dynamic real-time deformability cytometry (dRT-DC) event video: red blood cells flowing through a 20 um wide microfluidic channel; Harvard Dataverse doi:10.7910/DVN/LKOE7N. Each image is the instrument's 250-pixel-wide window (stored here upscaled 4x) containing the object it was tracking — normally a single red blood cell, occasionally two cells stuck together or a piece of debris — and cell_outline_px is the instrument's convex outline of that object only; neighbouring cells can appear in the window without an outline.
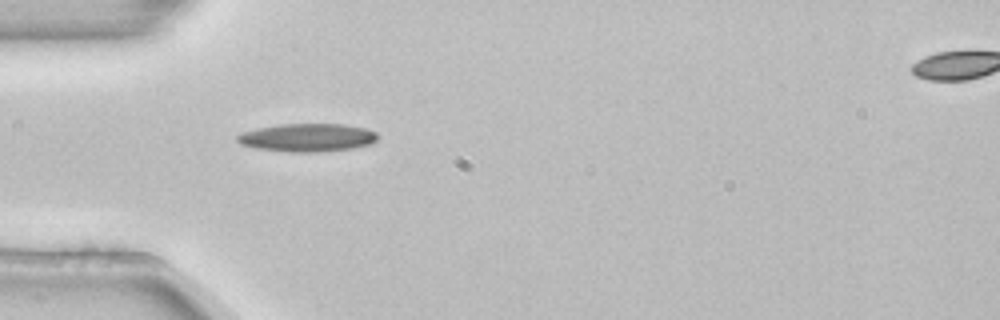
{"species": "common noctule bat (a hibernating species)", "species_latin": "Nyctalus noctula", "temperature_condition": "room temperature", "stored_images_in_passage": 2, "segment_of_instrument_passage": [1, 2], "camera_frame_rate_fps": 3000, "um_per_image_px": 0.085, "animal": {"sex": "female", "body_mass_g": 22.7, "forearm_length_mm": 54.2}, "frame": {"image": 1, "passage_image": 1, "time_ms": 0.0, "image_size_px": [1000, 320], "cell_outline_px": [[376, 140], [368, 144], [352, 148], [320, 152], [292, 152], [256, 148], [240, 144], [236, 140], [236, 136], [244, 132], [260, 128], [280, 124], [344, 124], [364, 128], [376, 132]], "centroid_in_image_um": [26.11, 11.69], "position_along_channel_um": 58.9, "area_um2": 22.72}}